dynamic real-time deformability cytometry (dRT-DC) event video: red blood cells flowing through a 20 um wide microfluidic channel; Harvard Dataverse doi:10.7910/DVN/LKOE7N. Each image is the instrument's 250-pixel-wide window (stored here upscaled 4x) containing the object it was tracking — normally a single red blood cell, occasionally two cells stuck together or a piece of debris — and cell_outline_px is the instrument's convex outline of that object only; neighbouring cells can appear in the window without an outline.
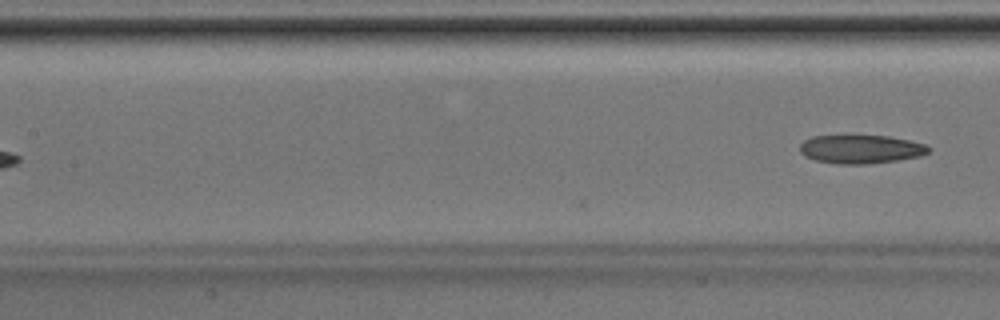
{"species": "Egyptian fruit bat (a non-hibernating species)", "species_latin": "Rousettus aegyptiacus", "temperature_condition": "room temperature", "stored_images_in_passage": 12, "camera_frame_rate_fps": 3000, "um_per_image_px": 0.085, "animal": {"sex": "male"}, "frame": {"image": 1, "passage_image": 12, "time_ms": 3.667, "image_size_px": [1000, 320], "cell_outline_px": [[932, 152], [920, 156], [896, 160], [868, 164], [836, 164], [816, 160], [804, 156], [800, 152], [800, 144], [804, 140], [812, 136], [888, 136], [928, 144], [932, 148]], "centroid_in_image_um": [73.21, 12.68], "position_along_channel_um": 134.2, "area_um2": 21.56}}